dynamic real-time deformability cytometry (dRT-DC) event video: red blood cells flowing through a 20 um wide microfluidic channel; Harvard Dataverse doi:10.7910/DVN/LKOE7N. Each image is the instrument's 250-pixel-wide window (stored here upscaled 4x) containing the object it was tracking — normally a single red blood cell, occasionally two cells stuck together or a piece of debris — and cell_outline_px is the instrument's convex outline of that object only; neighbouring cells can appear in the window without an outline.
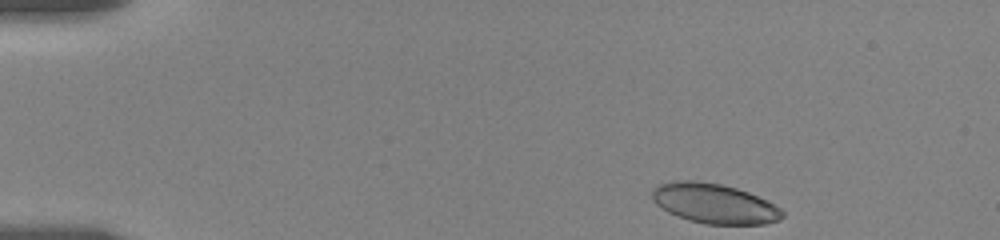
{"species": "human", "species_latin": "Homo sapiens", "temperature_condition": "room temperature", "stored_images_in_passage": 9, "camera_frame_rate_fps": 3000, "um_per_image_px": 0.085, "donor": {"sex": "female"}, "frame": {"image": 1, "passage_image": 1, "time_ms": 0.0, "image_size_px": [1000, 240], "cell_outline_px": [[784, 216], [776, 220], [764, 224], [704, 224], [688, 220], [668, 212], [656, 204], [652, 200], [652, 188], [660, 184], [672, 180], [696, 180], [720, 184], [736, 188], [748, 192], [780, 208], [784, 212]], "centroid_in_image_um": [60.66, 17.29], "position_along_channel_um": 24.3, "area_um2": 30.11}}
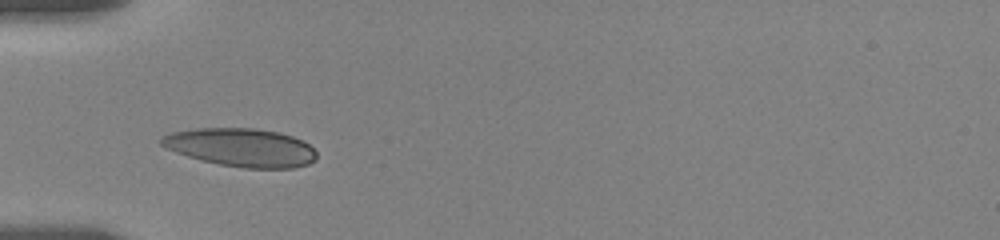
{"frame": {"image": 2, "passage_image": 7, "time_ms": 3.667, "image_size_px": [1000, 240], "cell_outline_px": [[316, 160], [308, 164], [292, 168], [244, 168], [220, 164], [200, 160], [176, 152], [160, 144], [160, 140], [164, 136], [172, 132], [196, 128], [252, 128], [280, 132], [304, 140], [316, 152]], "centroid_in_image_um": [20.53, 12.53], "position_along_channel_um": 64.5, "area_um2": 34.56}}
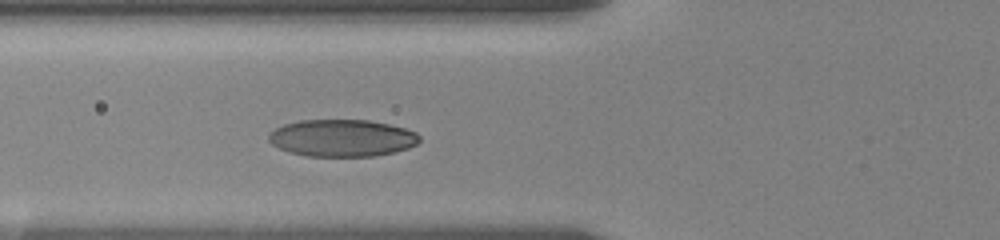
{"frame": {"image": 3, "passage_image": 9, "time_ms": 4.667, "image_size_px": [1000, 240], "cell_outline_px": [[420, 140], [416, 144], [408, 148], [392, 152], [372, 156], [308, 156], [288, 152], [272, 144], [268, 140], [268, 136], [276, 128], [284, 124], [300, 120], [368, 120], [388, 124], [404, 128], [416, 132], [420, 136]], "centroid_in_image_um": [29.07, 11.73], "position_along_channel_um": 96.7, "area_um2": 32.43}}